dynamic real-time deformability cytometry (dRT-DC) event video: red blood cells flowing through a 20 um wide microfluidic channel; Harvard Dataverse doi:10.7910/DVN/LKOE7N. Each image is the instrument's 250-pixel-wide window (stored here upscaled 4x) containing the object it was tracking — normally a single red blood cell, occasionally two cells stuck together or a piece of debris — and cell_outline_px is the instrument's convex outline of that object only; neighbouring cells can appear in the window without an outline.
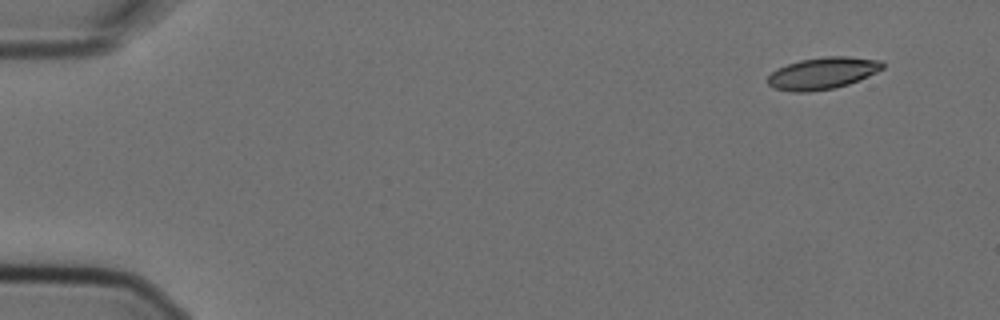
{"species": "Egyptian fruit bat (a non-hibernating species)", "species_latin": "Rousettus aegyptiacus", "temperature_condition": "cold", "stored_images_in_passage": 6, "camera_frame_rate_fps": 3000, "um_per_image_px": 0.085, "animal": {"sex": "female"}, "frame": {"image": 1, "passage_image": 1, "time_ms": 0.0, "image_size_px": [1000, 320], "cell_outline_px": [[884, 68], [860, 80], [848, 84], [832, 88], [808, 92], [792, 92], [772, 88], [768, 84], [768, 76], [776, 68], [800, 60], [824, 56], [848, 56], [880, 60], [884, 64]], "centroid_in_image_um": [69.91, 6.22], "position_along_channel_um": 15.1, "area_um2": 21.39}}
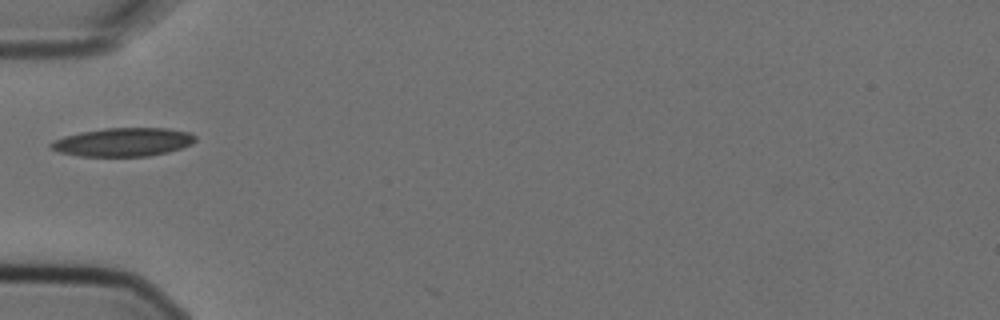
{"frame": {"image": 2, "passage_image": 5, "time_ms": 1.333, "image_size_px": [1000, 320], "cell_outline_px": [[196, 140], [192, 144], [168, 152], [148, 156], [80, 156], [60, 152], [48, 148], [48, 144], [52, 140], [64, 136], [80, 132], [104, 128], [168, 128], [188, 132], [196, 136]], "centroid_in_image_um": [10.44, 12.07], "position_along_channel_um": 74.6, "area_um2": 24.1}}